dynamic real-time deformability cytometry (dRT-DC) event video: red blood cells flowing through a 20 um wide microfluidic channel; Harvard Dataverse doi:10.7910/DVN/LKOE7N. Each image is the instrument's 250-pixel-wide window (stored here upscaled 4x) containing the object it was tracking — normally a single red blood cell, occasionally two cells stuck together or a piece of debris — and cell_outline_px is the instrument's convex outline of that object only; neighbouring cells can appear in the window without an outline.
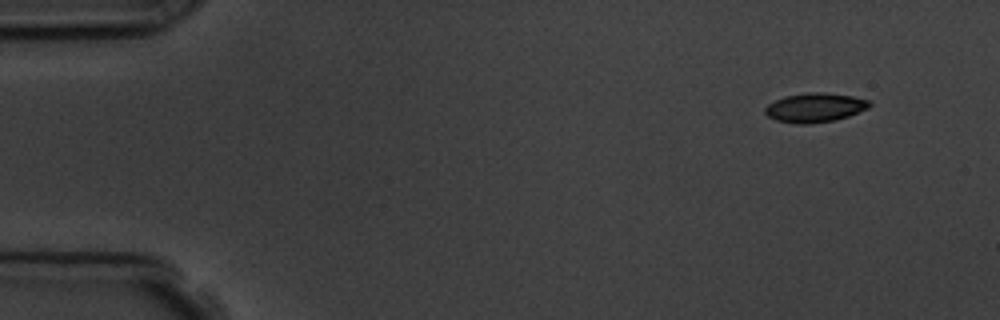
{"species": "common noctule bat (a hibernating species)", "species_latin": "Nyctalus noctula", "temperature_condition": "room temperature", "stored_images_in_passage": 5, "camera_frame_rate_fps": 3000, "um_per_image_px": 0.085, "animal": {"sex": "male", "body_mass_g": 19.5, "forearm_length_mm": 54.6}, "frame": {"image": 1, "passage_image": 1, "time_ms": 0.0, "image_size_px": [1000, 320], "cell_outline_px": [[872, 104], [868, 108], [848, 116], [836, 120], [808, 124], [796, 124], [776, 120], [768, 116], [764, 112], [764, 108], [768, 104], [784, 96], [804, 92], [820, 92], [852, 96], [868, 100]], "centroid_in_image_um": [69.24, 9.14], "position_along_channel_um": 15.8, "area_um2": 17.8}}
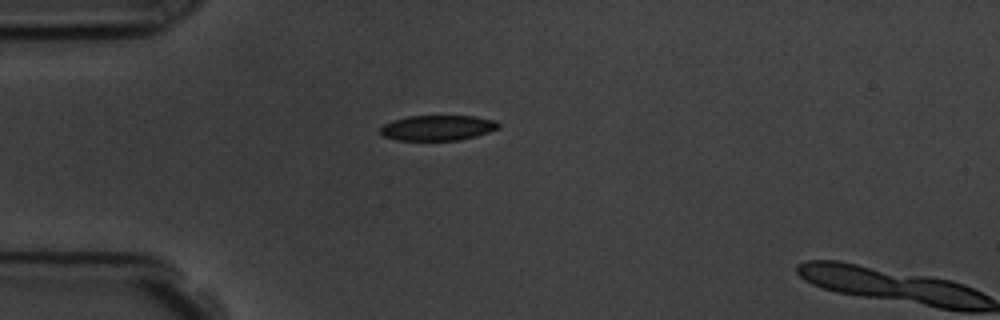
{"frame": {"image": 2, "passage_image": 4, "time_ms": 3.333, "image_size_px": [1000, 320], "cell_outline_px": [[500, 128], [476, 136], [460, 140], [396, 140], [384, 136], [380, 132], [380, 128], [384, 124], [392, 120], [408, 116], [472, 116], [496, 120], [500, 124]], "centroid_in_image_um": [37.21, 10.86], "position_along_channel_um": 47.8, "area_um2": 17.46}}